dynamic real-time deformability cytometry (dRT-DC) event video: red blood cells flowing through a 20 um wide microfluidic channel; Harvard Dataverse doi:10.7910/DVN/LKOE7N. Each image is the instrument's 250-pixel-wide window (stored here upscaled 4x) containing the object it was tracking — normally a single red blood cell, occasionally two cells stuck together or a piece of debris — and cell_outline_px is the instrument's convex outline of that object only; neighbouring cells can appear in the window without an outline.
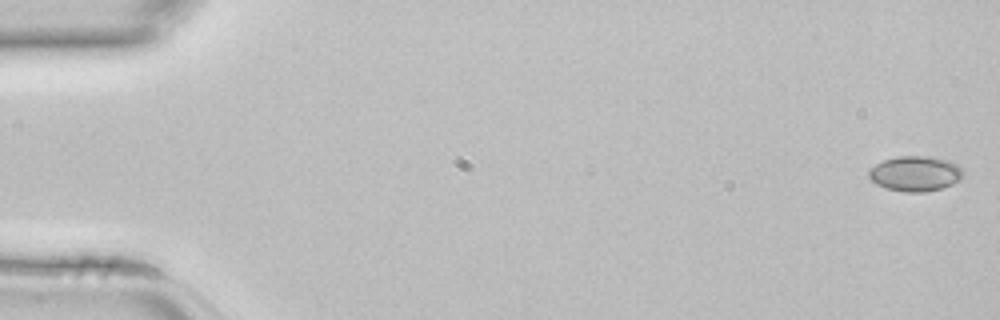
{"species": "common noctule bat (a hibernating species)", "species_latin": "Nyctalus noctula", "temperature_condition": "room temperature", "stored_images_in_passage": 41, "camera_frame_rate_fps": 3000, "um_per_image_px": 0.085, "animal": {"sex": "female", "body_mass_g": 22.7, "forearm_length_mm": 54.2}, "frame": {"image": 1, "passage_image": 1, "time_ms": 0.0, "image_size_px": [1000, 320], "cell_outline_px": [[964, 176], [960, 180], [952, 184], [940, 188], [924, 192], [904, 192], [884, 188], [876, 184], [868, 176], [868, 172], [876, 164], [884, 160], [896, 156], [928, 156], [948, 160], [956, 164], [964, 172]], "centroid_in_image_um": [77.8, 14.76], "position_along_channel_um": 7.2, "area_um2": 19.36}}
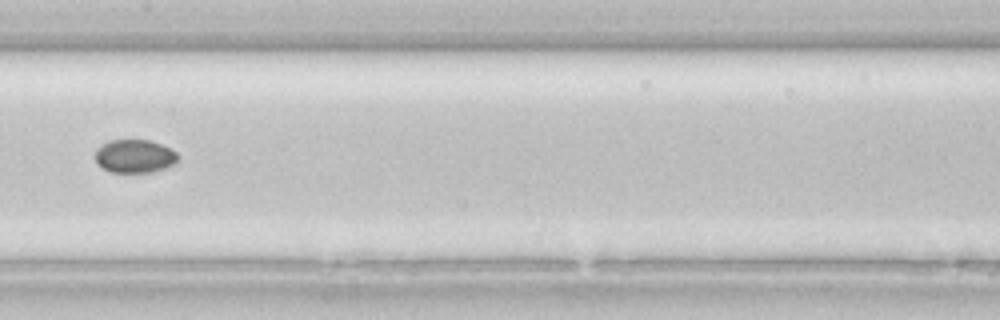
{"frame": {"image": 2, "passage_image": 23, "time_ms": 7.333, "image_size_px": [1000, 320], "cell_outline_px": [[176, 160], [172, 164], [164, 168], [152, 172], [112, 172], [96, 164], [96, 148], [112, 140], [148, 140], [160, 144], [176, 152]], "centroid_in_image_um": [11.4, 13.28], "position_along_channel_um": 196.0, "area_um2": 15.66}}
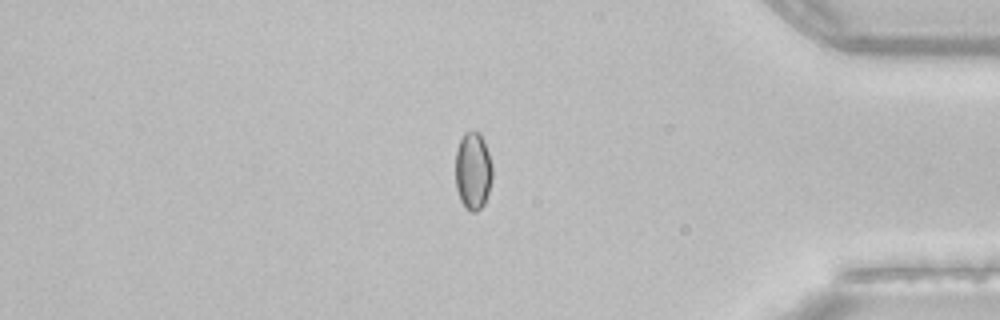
{"frame": {"image": 3, "passage_image": 38, "time_ms": 12.333, "image_size_px": [1000, 320], "cell_outline_px": [[492, 180], [484, 204], [476, 212], [472, 212], [460, 200], [456, 188], [456, 148], [464, 132], [480, 132], [488, 152], [492, 164]], "centroid_in_image_um": [40.2, 14.51], "position_along_channel_um": 395.0, "area_um2": 16.59}}